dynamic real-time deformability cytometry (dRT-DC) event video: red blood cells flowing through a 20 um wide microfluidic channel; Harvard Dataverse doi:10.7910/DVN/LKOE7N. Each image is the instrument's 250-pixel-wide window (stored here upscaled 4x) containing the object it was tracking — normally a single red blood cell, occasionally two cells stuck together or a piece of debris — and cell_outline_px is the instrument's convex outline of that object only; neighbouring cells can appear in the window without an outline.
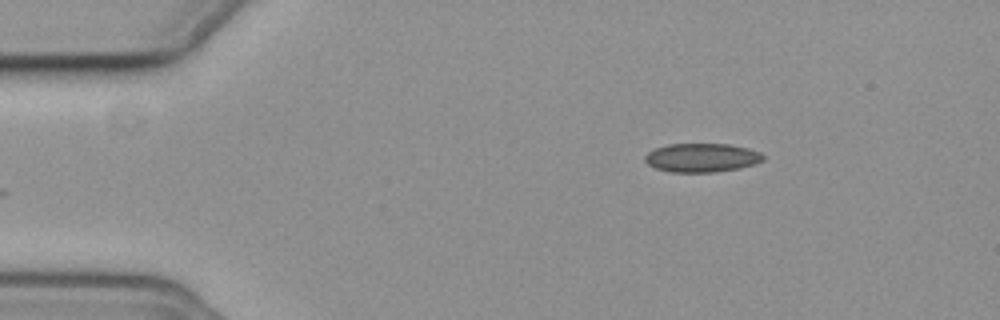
{"species": "common noctule bat (a hibernating species)", "species_latin": "Nyctalus noctula", "temperature_condition": "cold", "stored_images_in_passage": 10, "camera_frame_rate_fps": 3000, "um_per_image_px": 0.085, "animal": {"sex": "female", "body_mass_g": 19.3, "forearm_length_mm": 54.1}, "frame": {"image": 1, "passage_image": 1, "time_ms": 0.0, "image_size_px": [1000, 320], "cell_outline_px": [[764, 160], [756, 164], [740, 168], [716, 172], [672, 172], [656, 168], [648, 164], [644, 160], [644, 156], [648, 152], [656, 148], [668, 144], [728, 144], [748, 148], [760, 152], [764, 156]], "centroid_in_image_um": [59.67, 13.4], "position_along_channel_um": 25.3, "area_um2": 19.88}}